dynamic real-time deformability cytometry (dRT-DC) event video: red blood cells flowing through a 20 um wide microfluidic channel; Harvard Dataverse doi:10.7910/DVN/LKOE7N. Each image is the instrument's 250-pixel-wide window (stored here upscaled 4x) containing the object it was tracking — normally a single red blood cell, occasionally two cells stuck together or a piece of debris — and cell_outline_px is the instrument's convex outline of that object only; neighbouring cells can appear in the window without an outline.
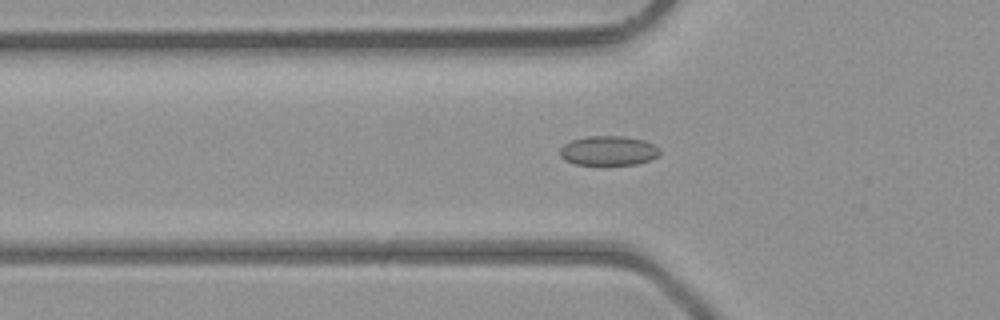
{"species": "common noctule bat (a hibernating species)", "species_latin": "Nyctalus noctula", "temperature_condition": "room temperature", "stored_images_in_passage": 40, "camera_frame_rate_fps": 3000, "um_per_image_px": 0.085, "animal": {"sex": "male", "body_mass_g": 23.1, "forearm_length_mm": 52.7}, "frame": {"image": 1, "passage_image": 15, "time_ms": 4.667, "image_size_px": [1000, 320], "cell_outline_px": [[660, 152], [652, 160], [636, 164], [576, 164], [564, 160], [560, 156], [560, 148], [564, 144], [572, 140], [588, 136], [624, 136], [644, 140], [660, 148]], "centroid_in_image_um": [51.72, 12.8], "position_along_channel_um": 74.1, "area_um2": 17.11}}
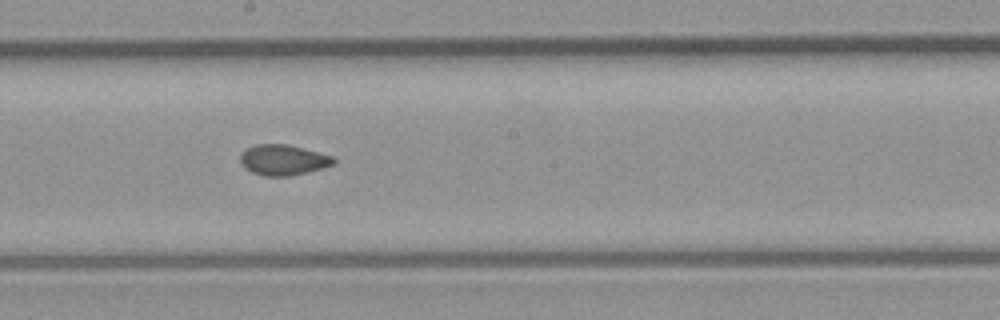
{"frame": {"image": 2, "passage_image": 25, "time_ms": 8.0, "image_size_px": [1000, 320], "cell_outline_px": [[336, 164], [288, 176], [264, 176], [252, 172], [244, 168], [240, 160], [240, 156], [248, 148], [256, 144], [288, 144], [332, 156], [336, 160]], "centroid_in_image_um": [24.06, 13.59], "position_along_channel_um": 224.1, "area_um2": 16.36}}
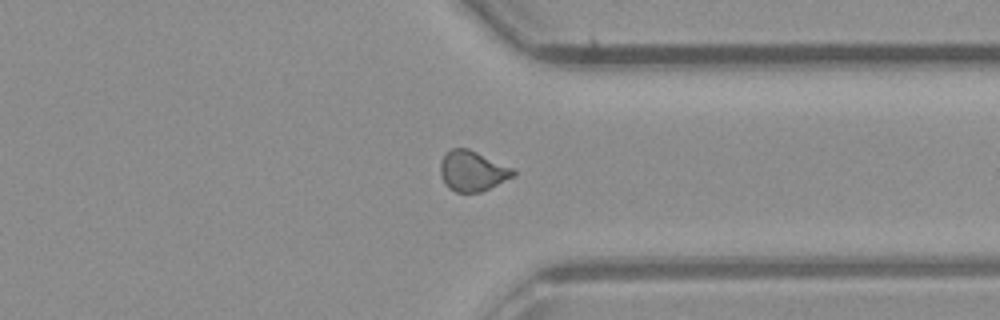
{"frame": {"image": 3, "passage_image": 35, "time_ms": 11.333, "image_size_px": [1000, 320], "cell_outline_px": [[516, 176], [480, 192], [456, 192], [448, 188], [444, 184], [440, 176], [440, 164], [444, 156], [452, 148], [468, 148], [512, 168], [516, 172]], "centroid_in_image_um": [40.14, 14.55], "position_along_channel_um": 371.3, "area_um2": 17.05}}